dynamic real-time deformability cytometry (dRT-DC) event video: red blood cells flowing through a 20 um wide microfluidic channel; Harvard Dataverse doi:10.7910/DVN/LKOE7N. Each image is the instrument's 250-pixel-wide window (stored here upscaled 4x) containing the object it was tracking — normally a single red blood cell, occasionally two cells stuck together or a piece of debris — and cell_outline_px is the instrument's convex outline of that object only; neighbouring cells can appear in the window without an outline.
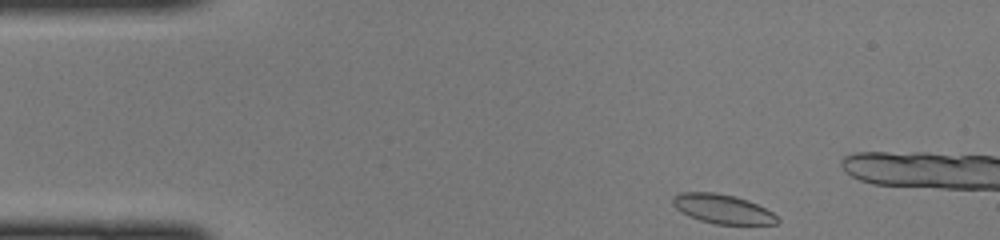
{"species": "common noctule bat (a hibernating species)", "species_latin": "Nyctalus noctula", "temperature_condition": "cold", "stored_images_in_passage": 8, "camera_frame_rate_fps": 3000, "um_per_image_px": 0.085, "animal": {"sex": "female", "body_mass_g": 22.0, "forearm_length_mm": 56.7}, "frame": {"image": 1, "passage_image": 1, "time_ms": 0.0, "image_size_px": [1000, 240], "cell_outline_px": [[780, 220], [776, 224], [716, 224], [700, 220], [688, 216], [680, 212], [672, 204], [672, 196], [680, 192], [716, 192], [736, 196], [748, 200], [772, 212]], "centroid_in_image_um": [61.38, 17.75], "position_along_channel_um": 23.6, "area_um2": 17.92}}